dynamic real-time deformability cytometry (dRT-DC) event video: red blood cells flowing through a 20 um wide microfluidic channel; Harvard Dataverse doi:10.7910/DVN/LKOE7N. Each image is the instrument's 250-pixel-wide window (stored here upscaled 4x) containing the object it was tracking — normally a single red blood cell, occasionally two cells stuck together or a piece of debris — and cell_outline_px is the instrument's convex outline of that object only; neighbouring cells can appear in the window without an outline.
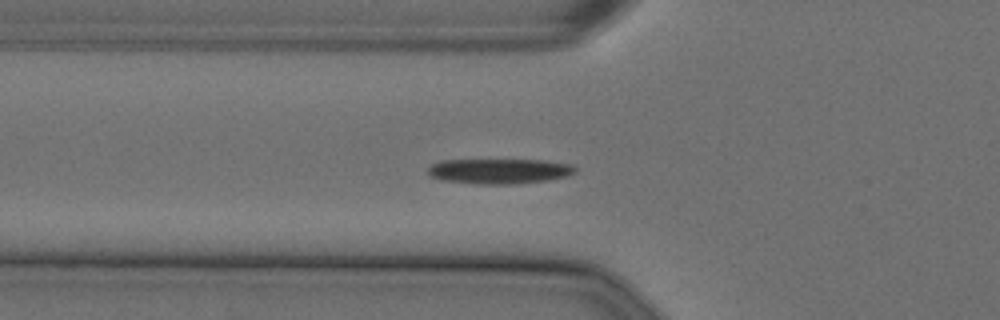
{"species": "Egyptian fruit bat (a non-hibernating species)", "species_latin": "Rousettus aegyptiacus", "temperature_condition": "cold", "stored_images_in_passage": 47, "camera_frame_rate_fps": 3000, "um_per_image_px": 0.085, "animal": {"sex": "female"}, "frame": {"image": 1, "passage_image": 15, "time_ms": 4.667, "image_size_px": [1000, 320], "cell_outline_px": [[576, 172], [568, 176], [548, 180], [512, 184], [476, 184], [440, 180], [432, 176], [428, 172], [428, 168], [432, 164], [440, 160], [544, 160], [572, 164], [576, 168]], "centroid_in_image_um": [42.46, 14.54], "position_along_channel_um": 83.3, "area_um2": 21.68}}
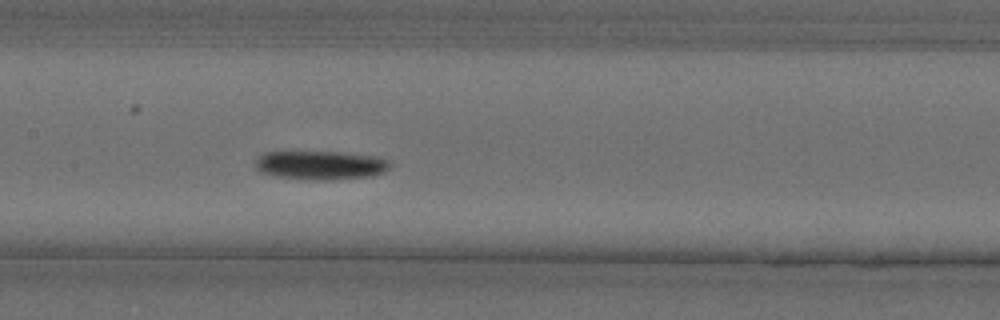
{"frame": {"image": 2, "passage_image": 23, "time_ms": 7.333, "image_size_px": [1000, 320], "cell_outline_px": [[388, 168], [384, 172], [368, 176], [332, 180], [328, 180], [276, 176], [260, 172], [256, 168], [256, 160], [264, 152], [340, 152], [376, 156], [388, 160]], "centroid_in_image_um": [27.24, 14.03], "position_along_channel_um": 180.2, "area_um2": 22.2}}
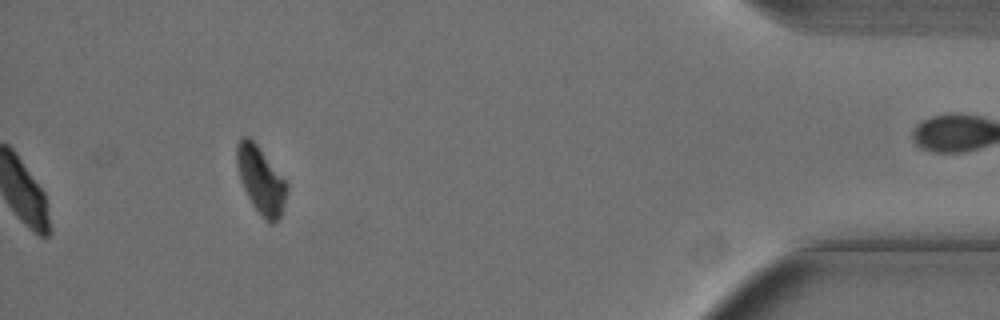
{"frame": {"image": 3, "passage_image": 47, "time_ms": 15.333, "image_size_px": [1000, 320], "cell_outline_px": [[288, 188], [280, 216], [272, 224], [264, 220], [260, 216], [252, 204], [240, 180], [236, 164], [236, 144], [240, 136], [248, 136], [256, 144], [288, 184]], "centroid_in_image_um": [22.14, 15.3], "position_along_channel_um": 413.1, "area_um2": 19.36}, "authors_computed_cell_mechanics": {"area_um2": 21.7328, "velocity_mm_per_s": 3.5886, "shape_relaxation_time_tau1_ms": 3.1017, "shape_relaxation_time_tau2_ms": null, "deformation_change_tau1": 0.1153, "deformation_change_tau2": null}}